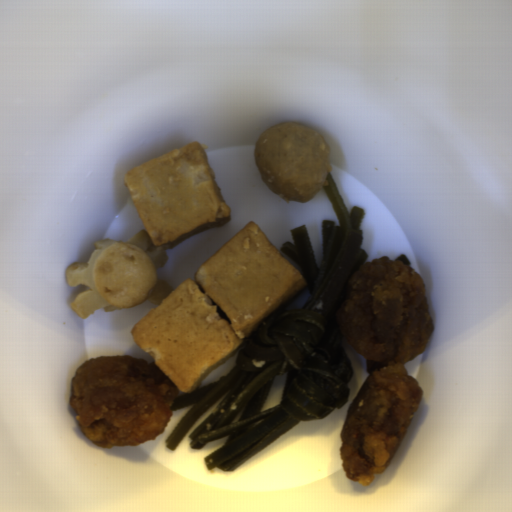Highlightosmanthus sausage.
I'll use <instances>...</instances> for the list:
<instances>
[{
  "instance_id": "obj_1",
  "label": "osmanthus sausage",
  "mask_w": 512,
  "mask_h": 512,
  "mask_svg": "<svg viewBox=\"0 0 512 512\" xmlns=\"http://www.w3.org/2000/svg\"><path fill=\"white\" fill-rule=\"evenodd\" d=\"M168 257L165 248L155 245L144 229L130 240L106 237L94 242L88 261L79 260L65 268L70 287L86 288L68 308L86 320L98 310L112 313L141 303L156 307L175 290L157 275Z\"/></svg>"
}]
</instances>
